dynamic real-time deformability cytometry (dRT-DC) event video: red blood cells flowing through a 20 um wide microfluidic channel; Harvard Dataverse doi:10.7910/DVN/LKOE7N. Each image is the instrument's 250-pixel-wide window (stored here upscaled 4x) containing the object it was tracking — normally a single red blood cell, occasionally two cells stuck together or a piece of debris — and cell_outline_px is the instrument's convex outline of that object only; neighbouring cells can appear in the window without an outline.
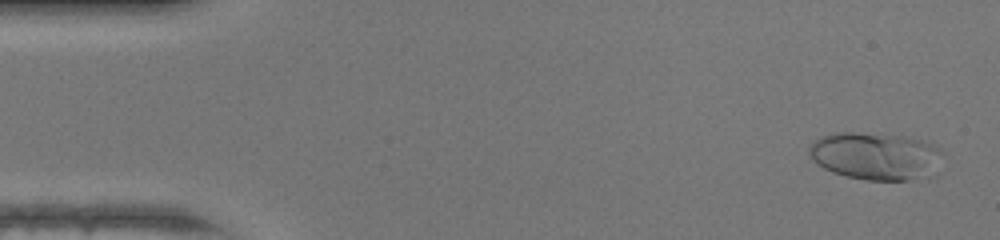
{"species": "human", "species_latin": "Homo sapiens", "temperature_condition": "warm", "stored_images_in_passage": 47, "camera_frame_rate_fps": 3000, "um_per_image_px": 0.085, "donor": {"sex": "female"}, "frame": {"image": 1, "passage_image": 2, "time_ms": 0.333, "image_size_px": [1000, 240], "cell_outline_px": [[944, 152], [928, 180], [868, 180], [848, 176], [832, 172], [816, 164], [812, 160], [808, 152], [808, 148], [816, 140], [824, 136], [836, 132], [852, 132], [900, 136], [920, 140], [944, 148]], "centroid_in_image_um": [74.46, 13.28], "position_along_channel_um": 10.5, "area_um2": 37.11}}
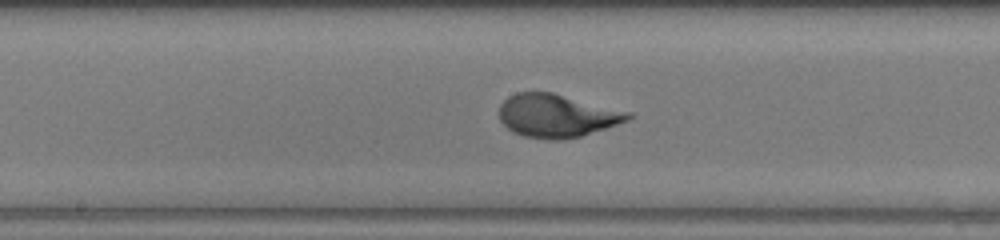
{"frame": {"image": 2, "passage_image": 24, "time_ms": 7.667, "image_size_px": [1000, 240], "cell_outline_px": [[632, 116], [628, 120], [580, 136], [560, 140], [548, 140], [524, 136], [512, 132], [500, 120], [500, 104], [508, 96], [516, 92], [552, 92], [632, 112]], "centroid_in_image_um": [47.31, 9.83], "position_along_channel_um": 200.9, "area_um2": 32.25}}
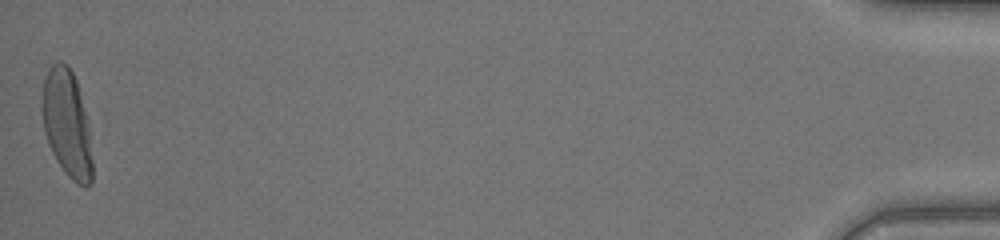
{"frame": {"image": 3, "passage_image": 47, "time_ms": 15.333, "image_size_px": [1000, 240], "cell_outline_px": [[92, 180], [88, 184], [76, 184], [64, 172], [56, 160], [48, 144], [44, 132], [40, 108], [40, 100], [44, 76], [48, 68], [52, 64], [60, 60], [68, 64], [76, 80], [88, 120], [92, 160]], "centroid_in_image_um": [5.65, 10.45], "position_along_channel_um": 429.6, "area_um2": 31.91}}